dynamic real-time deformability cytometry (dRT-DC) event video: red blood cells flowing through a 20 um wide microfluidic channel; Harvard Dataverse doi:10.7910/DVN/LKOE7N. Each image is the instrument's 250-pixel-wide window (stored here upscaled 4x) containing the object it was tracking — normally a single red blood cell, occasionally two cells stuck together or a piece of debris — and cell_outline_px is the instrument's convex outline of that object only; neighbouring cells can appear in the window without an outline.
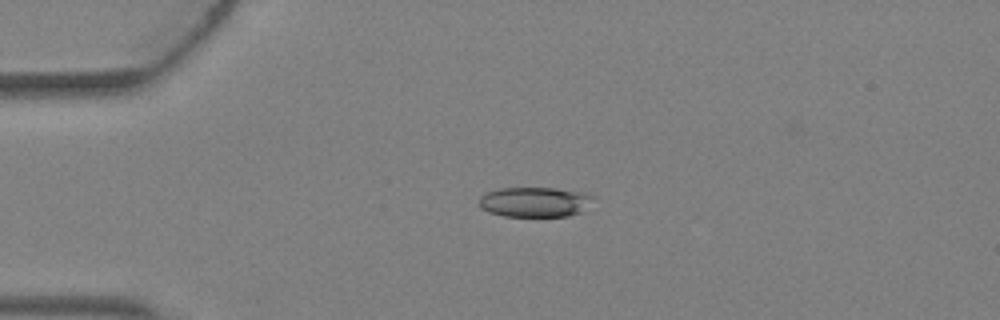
{"species": "Egyptian fruit bat (a non-hibernating species)", "species_latin": "Rousettus aegyptiacus", "temperature_condition": "warm", "stored_images_in_passage": 4, "camera_frame_rate_fps": 3000, "um_per_image_px": 0.085, "animal": {"sex": "female"}, "frame": {"image": 1, "passage_image": 3, "time_ms": 0.667, "image_size_px": [1000, 320], "cell_outline_px": [[596, 196], [580, 212], [568, 216], [504, 216], [488, 212], [480, 208], [480, 196], [484, 192], [500, 188], [552, 188], [588, 192]], "centroid_in_image_um": [45.45, 17.15], "position_along_channel_um": 39.6, "area_um2": 20.06}}
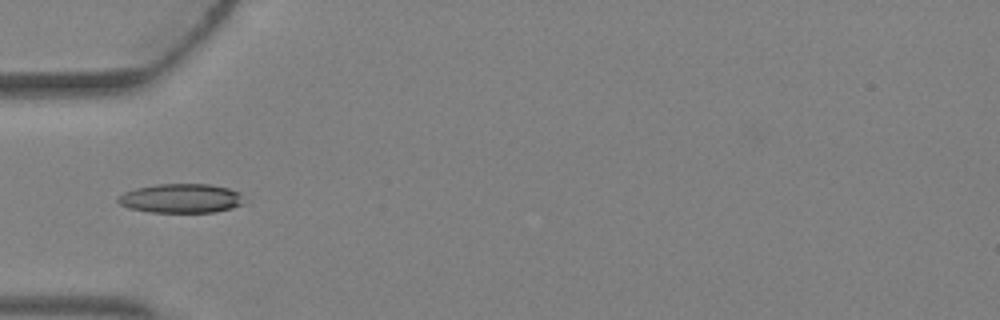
{"frame": {"image": 2, "passage_image": 4, "time_ms": 1.0, "image_size_px": [1000, 320], "cell_outline_px": [[244, 204], [232, 208], [216, 212], [148, 212], [128, 208], [120, 204], [116, 200], [124, 192], [136, 188], [156, 184], [208, 184], [228, 188], [240, 192]], "centroid_in_image_um": [15.39, 16.86], "position_along_channel_um": 69.6, "area_um2": 21.5}}